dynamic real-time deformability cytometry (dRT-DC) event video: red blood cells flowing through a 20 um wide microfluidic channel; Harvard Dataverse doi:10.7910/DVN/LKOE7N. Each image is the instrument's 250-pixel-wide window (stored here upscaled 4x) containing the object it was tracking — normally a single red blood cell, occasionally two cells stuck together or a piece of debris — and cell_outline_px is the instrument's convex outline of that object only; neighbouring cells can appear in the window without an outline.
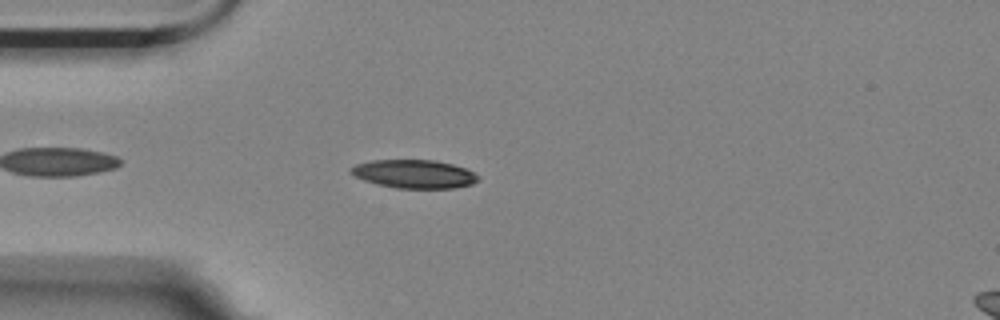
{"species": "Egyptian fruit bat (a non-hibernating species)", "species_latin": "Rousettus aegyptiacus", "temperature_condition": "room temperature", "stored_images_in_passage": 46, "camera_frame_rate_fps": 3000, "um_per_image_px": 0.085, "animal": {"sex": "female"}, "frame": {"image": 1, "passage_image": 5, "time_ms": 1.333, "image_size_px": [1000, 320], "cell_outline_px": [[480, 180], [472, 184], [456, 188], [396, 188], [376, 184], [364, 180], [348, 172], [356, 164], [372, 160], [436, 160], [452, 164], [464, 168], [480, 176]], "centroid_in_image_um": [35.23, 14.79], "position_along_channel_um": 49.8, "area_um2": 21.1}}
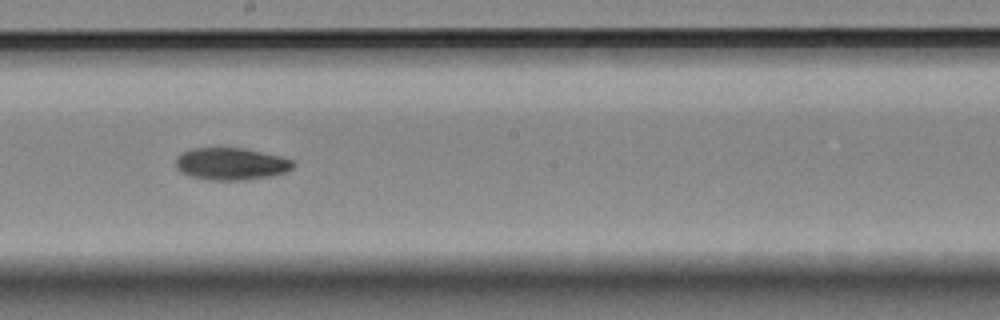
{"frame": {"image": 2, "passage_image": 21, "time_ms": 6.667, "image_size_px": [1000, 320], "cell_outline_px": [[296, 164], [292, 168], [284, 172], [272, 176], [240, 180], [208, 180], [192, 176], [180, 172], [176, 168], [176, 156], [192, 148], [244, 148], [280, 156], [296, 160]], "centroid_in_image_um": [19.66, 13.92], "position_along_channel_um": 228.5, "area_um2": 22.08}}
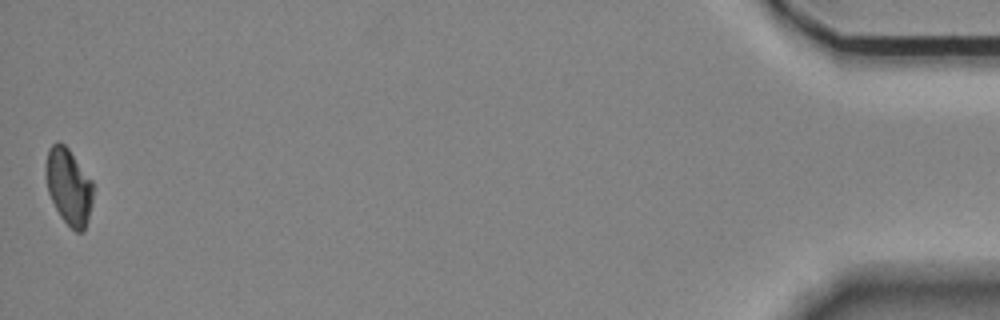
{"frame": {"image": 3, "passage_image": 46, "time_ms": 15.0, "image_size_px": [1000, 320], "cell_outline_px": [[92, 204], [88, 220], [84, 232], [76, 232], [60, 216], [48, 192], [48, 148], [56, 140], [60, 140], [68, 148], [92, 180]], "centroid_in_image_um": [5.88, 15.86], "position_along_channel_um": 429.3, "area_um2": 20.52}, "authors_computed_cell_mechanics": {"area_um2": 21.8195, "velocity_mm_per_s": 3.5294, "shape_relaxation_time_tau1_ms": 4.2908, "shape_relaxation_time_tau2_ms": null, "deformation_change_tau1": 0.1183, "deformation_change_tau2": null}}